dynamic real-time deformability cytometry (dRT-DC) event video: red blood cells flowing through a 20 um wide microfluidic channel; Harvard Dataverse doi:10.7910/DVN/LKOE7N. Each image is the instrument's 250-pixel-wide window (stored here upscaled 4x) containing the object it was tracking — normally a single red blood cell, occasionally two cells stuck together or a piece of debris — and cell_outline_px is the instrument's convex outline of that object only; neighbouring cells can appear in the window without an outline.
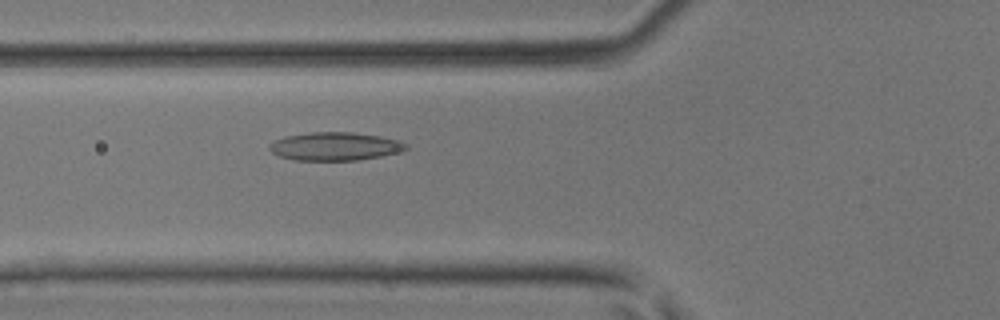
{"species": "common noctule bat (a hibernating species)", "species_latin": "Nyctalus noctula", "temperature_condition": "room temperature", "stored_images_in_passage": 35, "camera_frame_rate_fps": 3000, "um_per_image_px": 0.085, "animal": {"sex": "male", "body_mass_g": 17.9, "forearm_length_mm": 54.2}, "frame": {"image": 1, "passage_image": 6, "time_ms": 1.667, "image_size_px": [1000, 320], "cell_outline_px": [[408, 148], [404, 152], [356, 160], [296, 160], [280, 156], [272, 152], [268, 148], [268, 144], [284, 136], [308, 132], [352, 132], [380, 136], [400, 140], [408, 144]], "centroid_in_image_um": [28.51, 12.43], "position_along_channel_um": 97.3, "area_um2": 22.66}}
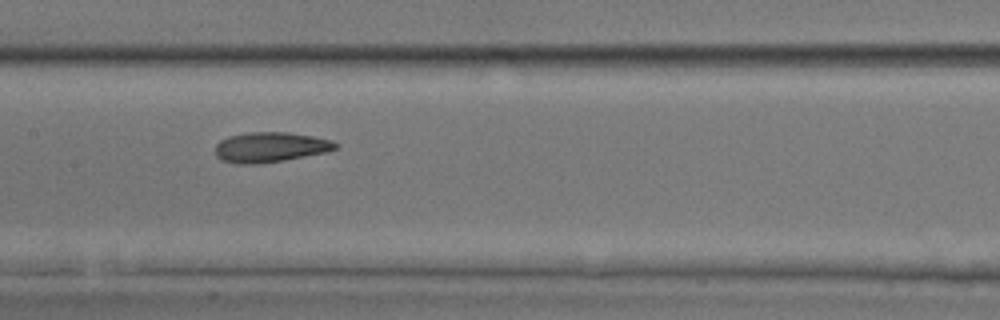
{"frame": {"image": 2, "passage_image": 12, "time_ms": 3.667, "image_size_px": [1000, 320], "cell_outline_px": [[340, 144], [336, 148], [328, 152], [284, 160], [260, 164], [236, 164], [220, 160], [216, 156], [216, 144], [220, 140], [228, 136], [248, 132], [288, 132], [312, 136], [332, 140]], "centroid_in_image_um": [22.97, 12.51], "position_along_channel_um": 184.4, "area_um2": 21.33}}
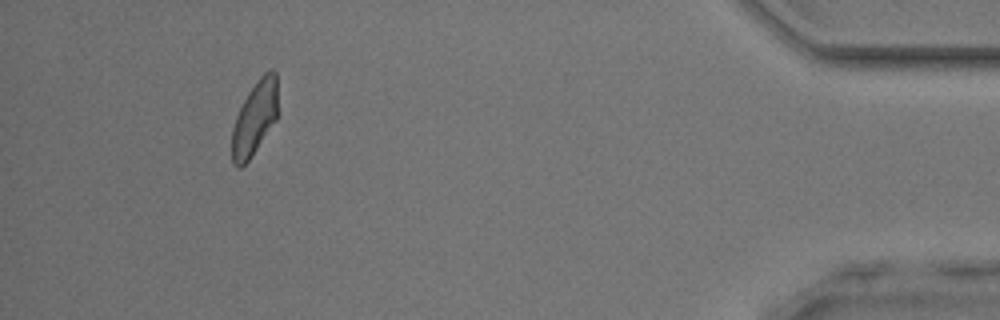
{"frame": {"image": 3, "passage_image": 32, "time_ms": 10.333, "image_size_px": [1000, 320], "cell_outline_px": [[276, 120], [248, 160], [240, 168], [236, 168], [232, 164], [232, 128], [236, 116], [248, 92], [260, 76], [268, 68], [272, 68], [276, 72]], "centroid_in_image_um": [21.63, 10.03], "position_along_channel_um": 413.6, "area_um2": 19.48}}